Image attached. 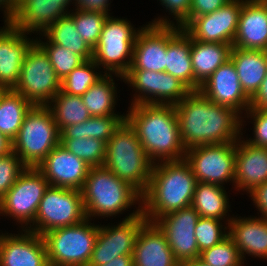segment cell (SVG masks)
Returning <instances> with one entry per match:
<instances>
[{
    "label": "cell",
    "instance_id": "cell-30",
    "mask_svg": "<svg viewBox=\"0 0 267 266\" xmlns=\"http://www.w3.org/2000/svg\"><path fill=\"white\" fill-rule=\"evenodd\" d=\"M126 115L91 116L84 122L66 126L60 131V139L95 138L105 143L125 120Z\"/></svg>",
    "mask_w": 267,
    "mask_h": 266
},
{
    "label": "cell",
    "instance_id": "cell-7",
    "mask_svg": "<svg viewBox=\"0 0 267 266\" xmlns=\"http://www.w3.org/2000/svg\"><path fill=\"white\" fill-rule=\"evenodd\" d=\"M89 220L43 235L50 266H88L98 234V225Z\"/></svg>",
    "mask_w": 267,
    "mask_h": 266
},
{
    "label": "cell",
    "instance_id": "cell-38",
    "mask_svg": "<svg viewBox=\"0 0 267 266\" xmlns=\"http://www.w3.org/2000/svg\"><path fill=\"white\" fill-rule=\"evenodd\" d=\"M74 21L80 37L94 49L99 41L102 28L110 14L76 10L68 14Z\"/></svg>",
    "mask_w": 267,
    "mask_h": 266
},
{
    "label": "cell",
    "instance_id": "cell-42",
    "mask_svg": "<svg viewBox=\"0 0 267 266\" xmlns=\"http://www.w3.org/2000/svg\"><path fill=\"white\" fill-rule=\"evenodd\" d=\"M26 169L27 166L14 151L0 156V200Z\"/></svg>",
    "mask_w": 267,
    "mask_h": 266
},
{
    "label": "cell",
    "instance_id": "cell-14",
    "mask_svg": "<svg viewBox=\"0 0 267 266\" xmlns=\"http://www.w3.org/2000/svg\"><path fill=\"white\" fill-rule=\"evenodd\" d=\"M123 81L135 88L136 92H139L138 95L136 93L131 105H176L191 91L177 77L168 74L166 71L128 70L123 75Z\"/></svg>",
    "mask_w": 267,
    "mask_h": 266
},
{
    "label": "cell",
    "instance_id": "cell-43",
    "mask_svg": "<svg viewBox=\"0 0 267 266\" xmlns=\"http://www.w3.org/2000/svg\"><path fill=\"white\" fill-rule=\"evenodd\" d=\"M249 111V112H248ZM247 118H253L254 122V138L246 140L251 145L256 147L267 148V111L249 108L247 111ZM250 115V116H248Z\"/></svg>",
    "mask_w": 267,
    "mask_h": 266
},
{
    "label": "cell",
    "instance_id": "cell-3",
    "mask_svg": "<svg viewBox=\"0 0 267 266\" xmlns=\"http://www.w3.org/2000/svg\"><path fill=\"white\" fill-rule=\"evenodd\" d=\"M197 180L185 159L153 164L141 212L149 222L191 206Z\"/></svg>",
    "mask_w": 267,
    "mask_h": 266
},
{
    "label": "cell",
    "instance_id": "cell-9",
    "mask_svg": "<svg viewBox=\"0 0 267 266\" xmlns=\"http://www.w3.org/2000/svg\"><path fill=\"white\" fill-rule=\"evenodd\" d=\"M86 218L80 190L49 185L39 203L34 226L26 230L43 236L48 231L78 224Z\"/></svg>",
    "mask_w": 267,
    "mask_h": 266
},
{
    "label": "cell",
    "instance_id": "cell-44",
    "mask_svg": "<svg viewBox=\"0 0 267 266\" xmlns=\"http://www.w3.org/2000/svg\"><path fill=\"white\" fill-rule=\"evenodd\" d=\"M161 4L165 6L177 24L181 28H185L189 24V13L192 0H160Z\"/></svg>",
    "mask_w": 267,
    "mask_h": 266
},
{
    "label": "cell",
    "instance_id": "cell-12",
    "mask_svg": "<svg viewBox=\"0 0 267 266\" xmlns=\"http://www.w3.org/2000/svg\"><path fill=\"white\" fill-rule=\"evenodd\" d=\"M48 187L49 182L37 168L27 167L0 200V215L13 217L21 225L30 224L28 228H31L39 203Z\"/></svg>",
    "mask_w": 267,
    "mask_h": 266
},
{
    "label": "cell",
    "instance_id": "cell-15",
    "mask_svg": "<svg viewBox=\"0 0 267 266\" xmlns=\"http://www.w3.org/2000/svg\"><path fill=\"white\" fill-rule=\"evenodd\" d=\"M200 216L192 207L159 217L155 223L164 232L175 259L180 263L200 257L195 228Z\"/></svg>",
    "mask_w": 267,
    "mask_h": 266
},
{
    "label": "cell",
    "instance_id": "cell-46",
    "mask_svg": "<svg viewBox=\"0 0 267 266\" xmlns=\"http://www.w3.org/2000/svg\"><path fill=\"white\" fill-rule=\"evenodd\" d=\"M249 194L254 205L262 214L261 217L267 220V182L254 187Z\"/></svg>",
    "mask_w": 267,
    "mask_h": 266
},
{
    "label": "cell",
    "instance_id": "cell-40",
    "mask_svg": "<svg viewBox=\"0 0 267 266\" xmlns=\"http://www.w3.org/2000/svg\"><path fill=\"white\" fill-rule=\"evenodd\" d=\"M209 266H242L241 255L233 240L227 236L220 243L201 252L200 257Z\"/></svg>",
    "mask_w": 267,
    "mask_h": 266
},
{
    "label": "cell",
    "instance_id": "cell-22",
    "mask_svg": "<svg viewBox=\"0 0 267 266\" xmlns=\"http://www.w3.org/2000/svg\"><path fill=\"white\" fill-rule=\"evenodd\" d=\"M232 46L267 51V0H242Z\"/></svg>",
    "mask_w": 267,
    "mask_h": 266
},
{
    "label": "cell",
    "instance_id": "cell-41",
    "mask_svg": "<svg viewBox=\"0 0 267 266\" xmlns=\"http://www.w3.org/2000/svg\"><path fill=\"white\" fill-rule=\"evenodd\" d=\"M220 221L214 218H199L195 228V237L200 253L220 243L228 236V231H225L228 228L226 226L224 228Z\"/></svg>",
    "mask_w": 267,
    "mask_h": 266
},
{
    "label": "cell",
    "instance_id": "cell-36",
    "mask_svg": "<svg viewBox=\"0 0 267 266\" xmlns=\"http://www.w3.org/2000/svg\"><path fill=\"white\" fill-rule=\"evenodd\" d=\"M96 68L100 67L93 59L86 60L61 80V91L69 95L82 96L103 76L101 72H95Z\"/></svg>",
    "mask_w": 267,
    "mask_h": 266
},
{
    "label": "cell",
    "instance_id": "cell-28",
    "mask_svg": "<svg viewBox=\"0 0 267 266\" xmlns=\"http://www.w3.org/2000/svg\"><path fill=\"white\" fill-rule=\"evenodd\" d=\"M229 59L235 66L243 91L251 99L266 76L267 51L232 46Z\"/></svg>",
    "mask_w": 267,
    "mask_h": 266
},
{
    "label": "cell",
    "instance_id": "cell-20",
    "mask_svg": "<svg viewBox=\"0 0 267 266\" xmlns=\"http://www.w3.org/2000/svg\"><path fill=\"white\" fill-rule=\"evenodd\" d=\"M0 29V89H14L20 76L25 54L35 42L11 22Z\"/></svg>",
    "mask_w": 267,
    "mask_h": 266
},
{
    "label": "cell",
    "instance_id": "cell-49",
    "mask_svg": "<svg viewBox=\"0 0 267 266\" xmlns=\"http://www.w3.org/2000/svg\"><path fill=\"white\" fill-rule=\"evenodd\" d=\"M5 8V21L10 22L16 14L14 0H0V7Z\"/></svg>",
    "mask_w": 267,
    "mask_h": 266
},
{
    "label": "cell",
    "instance_id": "cell-17",
    "mask_svg": "<svg viewBox=\"0 0 267 266\" xmlns=\"http://www.w3.org/2000/svg\"><path fill=\"white\" fill-rule=\"evenodd\" d=\"M169 21L158 18L139 29L129 70L166 71L167 24L175 25Z\"/></svg>",
    "mask_w": 267,
    "mask_h": 266
},
{
    "label": "cell",
    "instance_id": "cell-26",
    "mask_svg": "<svg viewBox=\"0 0 267 266\" xmlns=\"http://www.w3.org/2000/svg\"><path fill=\"white\" fill-rule=\"evenodd\" d=\"M191 36L181 27L167 24L166 72L194 90Z\"/></svg>",
    "mask_w": 267,
    "mask_h": 266
},
{
    "label": "cell",
    "instance_id": "cell-8",
    "mask_svg": "<svg viewBox=\"0 0 267 266\" xmlns=\"http://www.w3.org/2000/svg\"><path fill=\"white\" fill-rule=\"evenodd\" d=\"M138 31L139 29L132 27L130 21L108 16L99 41L93 49V61L98 66H103L106 73H114L123 79V75L131 67Z\"/></svg>",
    "mask_w": 267,
    "mask_h": 266
},
{
    "label": "cell",
    "instance_id": "cell-18",
    "mask_svg": "<svg viewBox=\"0 0 267 266\" xmlns=\"http://www.w3.org/2000/svg\"><path fill=\"white\" fill-rule=\"evenodd\" d=\"M90 166L60 144L39 164L37 169L50 186L82 190Z\"/></svg>",
    "mask_w": 267,
    "mask_h": 266
},
{
    "label": "cell",
    "instance_id": "cell-32",
    "mask_svg": "<svg viewBox=\"0 0 267 266\" xmlns=\"http://www.w3.org/2000/svg\"><path fill=\"white\" fill-rule=\"evenodd\" d=\"M226 193L220 185L197 182L191 206L200 217L223 220L230 207Z\"/></svg>",
    "mask_w": 267,
    "mask_h": 266
},
{
    "label": "cell",
    "instance_id": "cell-21",
    "mask_svg": "<svg viewBox=\"0 0 267 266\" xmlns=\"http://www.w3.org/2000/svg\"><path fill=\"white\" fill-rule=\"evenodd\" d=\"M213 103L228 106L236 112L247 111L250 98L243 91L233 62L229 59L214 71L199 89Z\"/></svg>",
    "mask_w": 267,
    "mask_h": 266
},
{
    "label": "cell",
    "instance_id": "cell-51",
    "mask_svg": "<svg viewBox=\"0 0 267 266\" xmlns=\"http://www.w3.org/2000/svg\"><path fill=\"white\" fill-rule=\"evenodd\" d=\"M12 151V140L0 133V156L6 155Z\"/></svg>",
    "mask_w": 267,
    "mask_h": 266
},
{
    "label": "cell",
    "instance_id": "cell-48",
    "mask_svg": "<svg viewBox=\"0 0 267 266\" xmlns=\"http://www.w3.org/2000/svg\"><path fill=\"white\" fill-rule=\"evenodd\" d=\"M267 111V73L262 81L259 90L250 99V107Z\"/></svg>",
    "mask_w": 267,
    "mask_h": 266
},
{
    "label": "cell",
    "instance_id": "cell-23",
    "mask_svg": "<svg viewBox=\"0 0 267 266\" xmlns=\"http://www.w3.org/2000/svg\"><path fill=\"white\" fill-rule=\"evenodd\" d=\"M134 266H179L164 232L146 221L139 230L132 254Z\"/></svg>",
    "mask_w": 267,
    "mask_h": 266
},
{
    "label": "cell",
    "instance_id": "cell-53",
    "mask_svg": "<svg viewBox=\"0 0 267 266\" xmlns=\"http://www.w3.org/2000/svg\"><path fill=\"white\" fill-rule=\"evenodd\" d=\"M70 2L72 3V0H60V5L67 9Z\"/></svg>",
    "mask_w": 267,
    "mask_h": 266
},
{
    "label": "cell",
    "instance_id": "cell-19",
    "mask_svg": "<svg viewBox=\"0 0 267 266\" xmlns=\"http://www.w3.org/2000/svg\"><path fill=\"white\" fill-rule=\"evenodd\" d=\"M23 231L0 235V266H50L43 236Z\"/></svg>",
    "mask_w": 267,
    "mask_h": 266
},
{
    "label": "cell",
    "instance_id": "cell-24",
    "mask_svg": "<svg viewBox=\"0 0 267 266\" xmlns=\"http://www.w3.org/2000/svg\"><path fill=\"white\" fill-rule=\"evenodd\" d=\"M265 182H267V148L256 147L239 137L235 147V188H238L237 191L240 189L248 193Z\"/></svg>",
    "mask_w": 267,
    "mask_h": 266
},
{
    "label": "cell",
    "instance_id": "cell-35",
    "mask_svg": "<svg viewBox=\"0 0 267 266\" xmlns=\"http://www.w3.org/2000/svg\"><path fill=\"white\" fill-rule=\"evenodd\" d=\"M47 107L51 110L59 131L66 126L79 124L91 117L81 96L69 95L61 90Z\"/></svg>",
    "mask_w": 267,
    "mask_h": 266
},
{
    "label": "cell",
    "instance_id": "cell-6",
    "mask_svg": "<svg viewBox=\"0 0 267 266\" xmlns=\"http://www.w3.org/2000/svg\"><path fill=\"white\" fill-rule=\"evenodd\" d=\"M60 144V131L47 106H32L23 119L12 149L27 167L37 168Z\"/></svg>",
    "mask_w": 267,
    "mask_h": 266
},
{
    "label": "cell",
    "instance_id": "cell-39",
    "mask_svg": "<svg viewBox=\"0 0 267 266\" xmlns=\"http://www.w3.org/2000/svg\"><path fill=\"white\" fill-rule=\"evenodd\" d=\"M35 42L47 54L57 77L62 80L85 60L78 54L68 50L64 46L52 44L49 40L43 42L36 39Z\"/></svg>",
    "mask_w": 267,
    "mask_h": 266
},
{
    "label": "cell",
    "instance_id": "cell-5",
    "mask_svg": "<svg viewBox=\"0 0 267 266\" xmlns=\"http://www.w3.org/2000/svg\"><path fill=\"white\" fill-rule=\"evenodd\" d=\"M87 218L110 217L141 203L142 195L104 166L91 167L81 190ZM137 201V202H136Z\"/></svg>",
    "mask_w": 267,
    "mask_h": 266
},
{
    "label": "cell",
    "instance_id": "cell-4",
    "mask_svg": "<svg viewBox=\"0 0 267 266\" xmlns=\"http://www.w3.org/2000/svg\"><path fill=\"white\" fill-rule=\"evenodd\" d=\"M153 164L135 130L124 120L106 143L103 166L142 195L148 187Z\"/></svg>",
    "mask_w": 267,
    "mask_h": 266
},
{
    "label": "cell",
    "instance_id": "cell-33",
    "mask_svg": "<svg viewBox=\"0 0 267 266\" xmlns=\"http://www.w3.org/2000/svg\"><path fill=\"white\" fill-rule=\"evenodd\" d=\"M76 30L73 19L67 15L52 23L43 32V36H46L52 44L64 46L80 55L85 61L93 59V49L80 37Z\"/></svg>",
    "mask_w": 267,
    "mask_h": 266
},
{
    "label": "cell",
    "instance_id": "cell-34",
    "mask_svg": "<svg viewBox=\"0 0 267 266\" xmlns=\"http://www.w3.org/2000/svg\"><path fill=\"white\" fill-rule=\"evenodd\" d=\"M111 73H105L81 97L91 116L118 115L114 113L117 98ZM116 97V98H115Z\"/></svg>",
    "mask_w": 267,
    "mask_h": 266
},
{
    "label": "cell",
    "instance_id": "cell-13",
    "mask_svg": "<svg viewBox=\"0 0 267 266\" xmlns=\"http://www.w3.org/2000/svg\"><path fill=\"white\" fill-rule=\"evenodd\" d=\"M140 207V208H139ZM147 221L138 209L116 226H99L88 266H100L122 255H132L139 230Z\"/></svg>",
    "mask_w": 267,
    "mask_h": 266
},
{
    "label": "cell",
    "instance_id": "cell-10",
    "mask_svg": "<svg viewBox=\"0 0 267 266\" xmlns=\"http://www.w3.org/2000/svg\"><path fill=\"white\" fill-rule=\"evenodd\" d=\"M13 90L33 106H47L61 90V80L47 54L36 42L25 54L19 80Z\"/></svg>",
    "mask_w": 267,
    "mask_h": 266
},
{
    "label": "cell",
    "instance_id": "cell-37",
    "mask_svg": "<svg viewBox=\"0 0 267 266\" xmlns=\"http://www.w3.org/2000/svg\"><path fill=\"white\" fill-rule=\"evenodd\" d=\"M60 145L90 167L103 166L106 158V143L95 138L60 139Z\"/></svg>",
    "mask_w": 267,
    "mask_h": 266
},
{
    "label": "cell",
    "instance_id": "cell-16",
    "mask_svg": "<svg viewBox=\"0 0 267 266\" xmlns=\"http://www.w3.org/2000/svg\"><path fill=\"white\" fill-rule=\"evenodd\" d=\"M242 9V0H231L216 11L195 17L184 30L199 42L233 45Z\"/></svg>",
    "mask_w": 267,
    "mask_h": 266
},
{
    "label": "cell",
    "instance_id": "cell-45",
    "mask_svg": "<svg viewBox=\"0 0 267 266\" xmlns=\"http://www.w3.org/2000/svg\"><path fill=\"white\" fill-rule=\"evenodd\" d=\"M231 0H192L189 13V23L195 18L210 14Z\"/></svg>",
    "mask_w": 267,
    "mask_h": 266
},
{
    "label": "cell",
    "instance_id": "cell-27",
    "mask_svg": "<svg viewBox=\"0 0 267 266\" xmlns=\"http://www.w3.org/2000/svg\"><path fill=\"white\" fill-rule=\"evenodd\" d=\"M68 14L60 5V0H26L10 22L27 34L34 31L43 33L52 23Z\"/></svg>",
    "mask_w": 267,
    "mask_h": 266
},
{
    "label": "cell",
    "instance_id": "cell-52",
    "mask_svg": "<svg viewBox=\"0 0 267 266\" xmlns=\"http://www.w3.org/2000/svg\"><path fill=\"white\" fill-rule=\"evenodd\" d=\"M179 266H209V265H207L200 258H196V259L180 262Z\"/></svg>",
    "mask_w": 267,
    "mask_h": 266
},
{
    "label": "cell",
    "instance_id": "cell-11",
    "mask_svg": "<svg viewBox=\"0 0 267 266\" xmlns=\"http://www.w3.org/2000/svg\"><path fill=\"white\" fill-rule=\"evenodd\" d=\"M235 147L236 142L200 145L187 149L184 159L197 182L223 187L224 182L235 180Z\"/></svg>",
    "mask_w": 267,
    "mask_h": 266
},
{
    "label": "cell",
    "instance_id": "cell-2",
    "mask_svg": "<svg viewBox=\"0 0 267 266\" xmlns=\"http://www.w3.org/2000/svg\"><path fill=\"white\" fill-rule=\"evenodd\" d=\"M125 120L135 130L145 153L155 164L184 159L178 117L171 104L131 105Z\"/></svg>",
    "mask_w": 267,
    "mask_h": 266
},
{
    "label": "cell",
    "instance_id": "cell-1",
    "mask_svg": "<svg viewBox=\"0 0 267 266\" xmlns=\"http://www.w3.org/2000/svg\"><path fill=\"white\" fill-rule=\"evenodd\" d=\"M174 106L180 138L186 150L200 145L237 142L242 134L243 119L239 113L213 103L200 90H191Z\"/></svg>",
    "mask_w": 267,
    "mask_h": 266
},
{
    "label": "cell",
    "instance_id": "cell-31",
    "mask_svg": "<svg viewBox=\"0 0 267 266\" xmlns=\"http://www.w3.org/2000/svg\"><path fill=\"white\" fill-rule=\"evenodd\" d=\"M33 105L13 89H0V133L13 140Z\"/></svg>",
    "mask_w": 267,
    "mask_h": 266
},
{
    "label": "cell",
    "instance_id": "cell-29",
    "mask_svg": "<svg viewBox=\"0 0 267 266\" xmlns=\"http://www.w3.org/2000/svg\"><path fill=\"white\" fill-rule=\"evenodd\" d=\"M231 48V44L199 42L191 37L194 90H199L211 74L229 60Z\"/></svg>",
    "mask_w": 267,
    "mask_h": 266
},
{
    "label": "cell",
    "instance_id": "cell-47",
    "mask_svg": "<svg viewBox=\"0 0 267 266\" xmlns=\"http://www.w3.org/2000/svg\"><path fill=\"white\" fill-rule=\"evenodd\" d=\"M76 10L93 11L108 14L109 0H74Z\"/></svg>",
    "mask_w": 267,
    "mask_h": 266
},
{
    "label": "cell",
    "instance_id": "cell-50",
    "mask_svg": "<svg viewBox=\"0 0 267 266\" xmlns=\"http://www.w3.org/2000/svg\"><path fill=\"white\" fill-rule=\"evenodd\" d=\"M100 266H134V265H133L132 255H122Z\"/></svg>",
    "mask_w": 267,
    "mask_h": 266
},
{
    "label": "cell",
    "instance_id": "cell-54",
    "mask_svg": "<svg viewBox=\"0 0 267 266\" xmlns=\"http://www.w3.org/2000/svg\"><path fill=\"white\" fill-rule=\"evenodd\" d=\"M26 0H14L15 10H17Z\"/></svg>",
    "mask_w": 267,
    "mask_h": 266
},
{
    "label": "cell",
    "instance_id": "cell-25",
    "mask_svg": "<svg viewBox=\"0 0 267 266\" xmlns=\"http://www.w3.org/2000/svg\"><path fill=\"white\" fill-rule=\"evenodd\" d=\"M228 236L236 245L244 262L246 254L267 260V220L263 217L229 218Z\"/></svg>",
    "mask_w": 267,
    "mask_h": 266
}]
</instances>
